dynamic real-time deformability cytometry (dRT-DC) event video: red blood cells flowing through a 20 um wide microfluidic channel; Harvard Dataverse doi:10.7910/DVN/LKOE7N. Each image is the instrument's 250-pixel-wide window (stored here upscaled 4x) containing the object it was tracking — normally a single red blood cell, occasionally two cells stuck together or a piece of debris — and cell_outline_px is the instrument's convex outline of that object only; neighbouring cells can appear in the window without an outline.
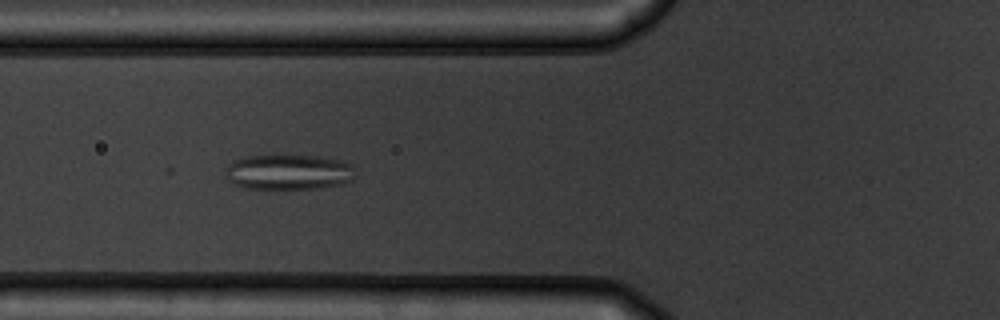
{"species": "common noctule bat (a hibernating species)", "species_latin": "Nyctalus noctula", "temperature_condition": "warm", "stored_images_in_passage": 40, "camera_frame_rate_fps": 3000, "um_per_image_px": 0.085, "animal": {"sex": "male", "body_mass_g": 19.5, "forearm_length_mm": 54.6}, "frame": {"image": 1, "passage_image": 7, "time_ms": 2.0, "image_size_px": [1000, 320], "cell_outline_px": [[352, 180], [344, 184], [320, 188], [244, 188], [236, 184], [228, 176], [224, 168], [232, 160], [244, 156], [320, 156], [340, 160], [352, 164]], "centroid_in_image_um": [24.53, 14.62], "position_along_channel_um": 101.3, "area_um2": 26.41}}
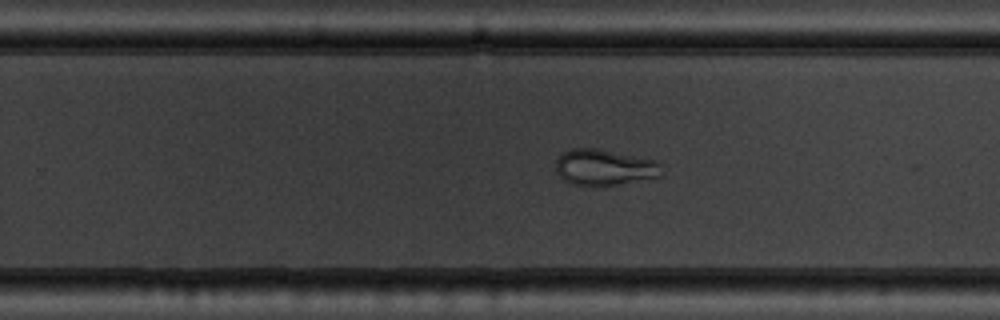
{"frame": {"image": 2, "passage_image": 21, "time_ms": 6.667, "image_size_px": [1000, 320], "cell_outline_px": [[664, 176], [620, 184], [596, 188], [572, 184], [564, 180], [556, 172], [556, 160], [564, 152], [572, 148], [596, 148], [656, 160], [660, 164]], "centroid_in_image_um": [51.39, 14.26], "position_along_channel_um": 278.4, "area_um2": 22.72}}
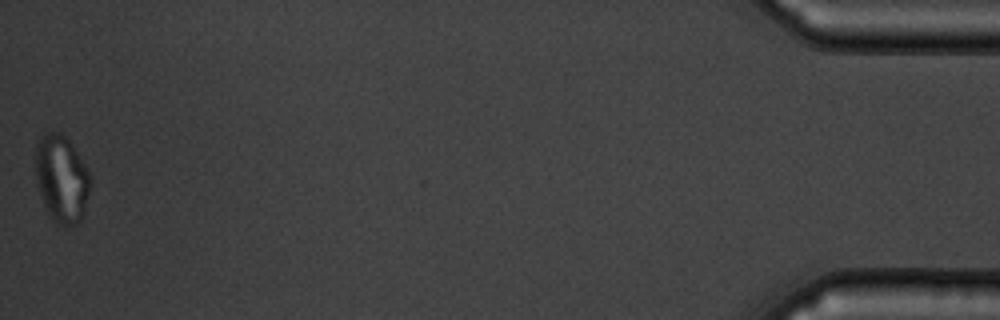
{"frame": {"image": 3, "passage_image": 40, "time_ms": 13.0, "image_size_px": [1000, 320], "cell_outline_px": [[92, 180], [84, 212], [80, 220], [76, 224], [56, 224], [48, 212], [44, 204], [40, 192], [36, 176], [36, 144], [40, 136], [48, 132], [60, 132], [68, 140], [92, 176]], "centroid_in_image_um": [5.25, 15.18], "position_along_channel_um": 430.0, "area_um2": 27.51}, "authors_computed_cell_mechanics": {"area_um2": 25.1719, "velocity_mm_per_s": 3.7995, "shape_relaxation_time_tau1_ms": null, "shape_relaxation_time_tau2_ms": 2.4889, "deformation_change_tau1": null, "deformation_change_tau2": 0.0714}}